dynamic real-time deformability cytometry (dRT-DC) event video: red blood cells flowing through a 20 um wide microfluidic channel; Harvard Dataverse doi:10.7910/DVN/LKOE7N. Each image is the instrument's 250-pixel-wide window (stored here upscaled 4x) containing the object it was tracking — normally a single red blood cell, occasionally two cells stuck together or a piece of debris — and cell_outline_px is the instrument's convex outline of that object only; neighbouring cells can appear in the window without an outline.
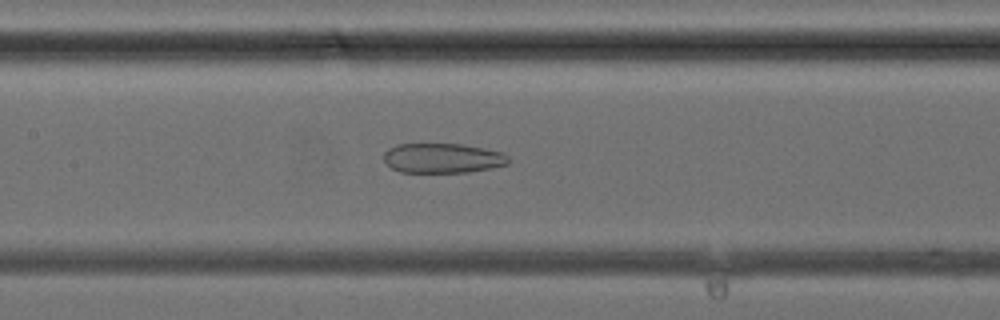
{"species": "common noctule bat (a hibernating species)", "species_latin": "Nyctalus noctula", "temperature_condition": "cold", "stored_images_in_passage": 30, "camera_frame_rate_fps": 3000, "um_per_image_px": 0.085, "animal": {"sex": "female", "body_mass_g": 24.6, "forearm_length_mm": 56.2}, "frame": {"image": 1, "passage_image": 14, "time_ms": 4.333, "image_size_px": [1000, 320], "cell_outline_px": [[508, 164], [492, 168], [468, 172], [400, 172], [392, 168], [384, 160], [384, 152], [388, 148], [396, 144], [464, 144], [504, 152], [508, 156]], "centroid_in_image_um": [37.63, 13.43], "position_along_channel_um": 169.8, "area_um2": 21.73}}
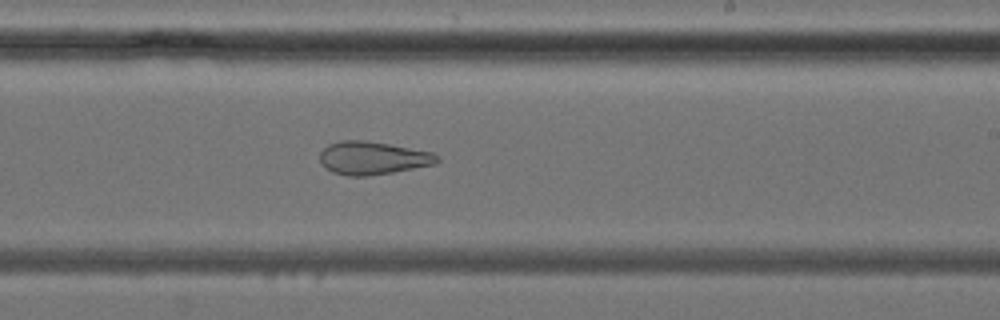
{"frame": {"image": 2, "passage_image": 19, "time_ms": 6.0, "image_size_px": [1000, 320], "cell_outline_px": [[440, 160], [436, 164], [392, 172], [364, 176], [348, 176], [332, 172], [324, 168], [320, 164], [320, 152], [328, 144], [340, 140], [364, 140], [388, 144], [432, 152], [440, 156]], "centroid_in_image_um": [31.65, 13.43], "position_along_channel_um": 257.3, "area_um2": 22.66}}
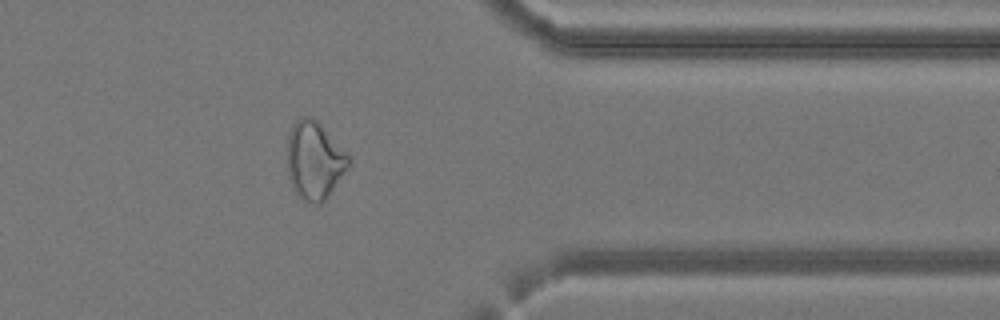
{"frame": {"image": 3, "passage_image": 27, "time_ms": 8.667, "image_size_px": [1000, 320], "cell_outline_px": [[352, 164], [328, 196], [320, 204], [316, 204], [300, 196], [296, 192], [288, 180], [288, 132], [292, 124], [300, 116], [312, 116], [352, 156]], "centroid_in_image_um": [26.76, 13.59], "position_along_channel_um": 384.6, "area_um2": 28.15}}